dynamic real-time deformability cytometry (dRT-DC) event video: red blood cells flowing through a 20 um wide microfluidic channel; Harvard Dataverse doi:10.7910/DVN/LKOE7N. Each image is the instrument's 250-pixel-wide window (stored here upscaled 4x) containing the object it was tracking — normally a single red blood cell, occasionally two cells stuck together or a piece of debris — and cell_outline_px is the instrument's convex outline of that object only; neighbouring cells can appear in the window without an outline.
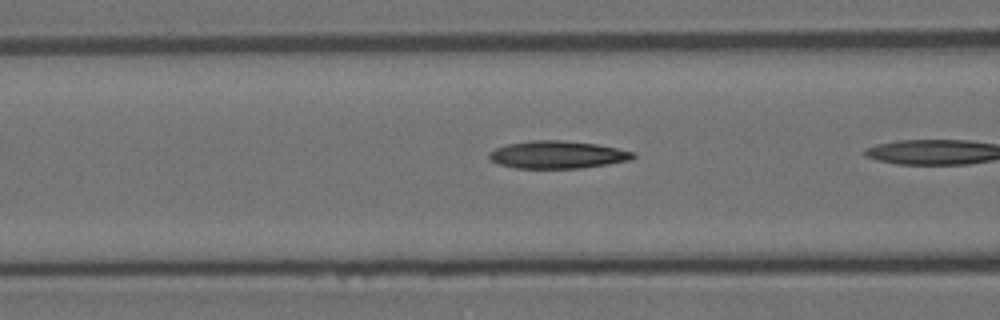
{"species": "Egyptian fruit bat (a non-hibernating species)", "species_latin": "Rousettus aegyptiacus", "temperature_condition": "room temperature", "stored_images_in_passage": 6, "camera_frame_rate_fps": 3000, "um_per_image_px": 0.085, "animal": {"sex": "female"}, "frame": {"image": 1, "passage_image": 5, "time_ms": 1.333, "image_size_px": [1000, 320], "cell_outline_px": [[636, 156], [632, 160], [608, 164], [580, 168], [516, 168], [500, 164], [492, 160], [488, 156], [488, 152], [496, 148], [508, 144], [532, 140], [560, 140], [596, 144], [636, 152]], "centroid_in_image_um": [47.42, 13.15], "position_along_channel_um": 119.2, "area_um2": 23.06}}